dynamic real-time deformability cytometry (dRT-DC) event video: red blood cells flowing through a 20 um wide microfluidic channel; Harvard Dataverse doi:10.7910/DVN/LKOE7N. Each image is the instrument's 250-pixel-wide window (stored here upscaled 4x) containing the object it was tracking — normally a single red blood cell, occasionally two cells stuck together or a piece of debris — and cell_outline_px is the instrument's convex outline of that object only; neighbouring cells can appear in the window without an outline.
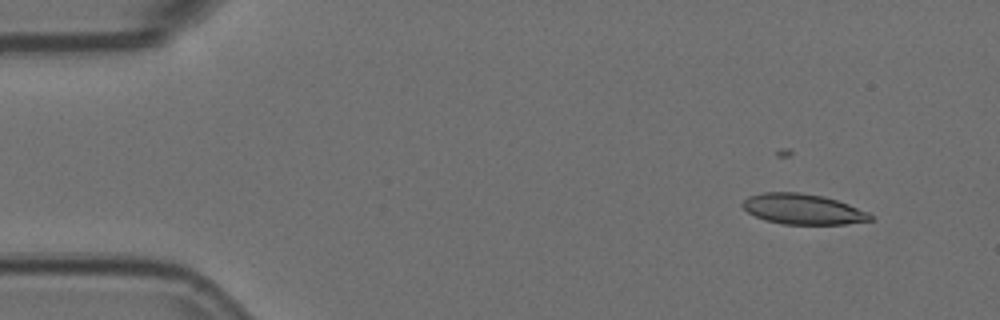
{"species": "Egyptian fruit bat (a non-hibernating species)", "species_latin": "Rousettus aegyptiacus", "temperature_condition": "room temperature", "stored_images_in_passage": 4, "camera_frame_rate_fps": 3000, "um_per_image_px": 0.085, "animal": {"sex": "female"}, "frame": {"image": 1, "passage_image": 1, "time_ms": 0.0, "image_size_px": [1000, 320], "cell_outline_px": [[876, 216], [872, 220], [844, 224], [784, 224], [764, 220], [748, 212], [740, 204], [748, 196], [764, 192], [800, 192], [824, 196], [848, 204], [868, 212]], "centroid_in_image_um": [68.25, 17.77], "position_along_channel_um": 16.7, "area_um2": 22.72}}
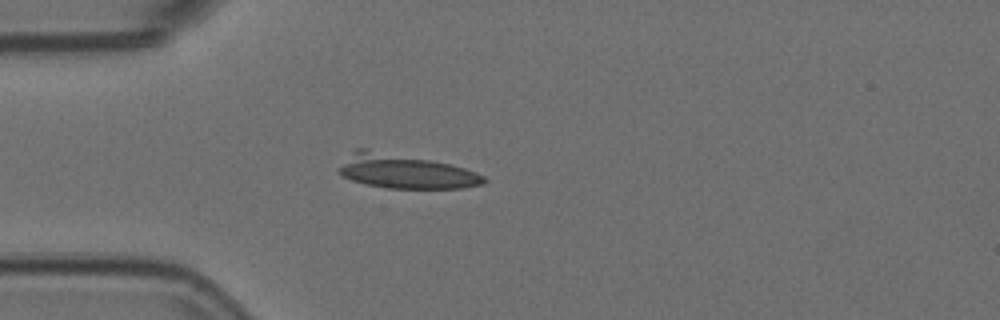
{"frame": {"image": 2, "passage_image": 4, "time_ms": 1.0, "image_size_px": [1000, 320], "cell_outline_px": [[488, 180], [484, 184], [464, 188], [388, 188], [364, 184], [352, 180], [336, 172], [336, 168], [356, 148], [364, 148], [428, 160], [448, 164], [464, 168], [476, 172], [484, 176]], "centroid_in_image_um": [34.42, 14.58], "position_along_channel_um": 50.6, "area_um2": 28.61}}